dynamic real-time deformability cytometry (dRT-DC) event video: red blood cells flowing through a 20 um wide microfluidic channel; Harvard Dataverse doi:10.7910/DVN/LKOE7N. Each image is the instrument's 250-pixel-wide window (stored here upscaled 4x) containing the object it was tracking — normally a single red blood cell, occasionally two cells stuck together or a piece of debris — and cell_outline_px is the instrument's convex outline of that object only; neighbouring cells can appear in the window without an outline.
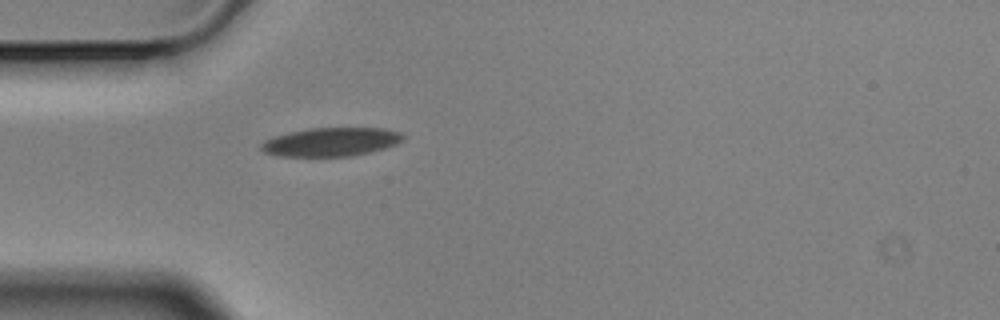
{"species": "Egyptian fruit bat (a non-hibernating species)", "species_latin": "Rousettus aegyptiacus", "temperature_condition": "cold", "stored_images_in_passage": 3, "camera_frame_rate_fps": 3000, "um_per_image_px": 0.085, "animal": {"sex": "male"}, "frame": {"image": 1, "passage_image": 3, "time_ms": 0.667, "image_size_px": [1000, 320], "cell_outline_px": [[404, 140], [396, 144], [384, 148], [352, 156], [280, 156], [264, 152], [260, 148], [260, 144], [264, 140], [276, 136], [308, 128], [384, 128], [400, 132], [404, 136]], "centroid_in_image_um": [28.15, 12.06], "position_along_channel_um": 56.9, "area_um2": 23.52}}